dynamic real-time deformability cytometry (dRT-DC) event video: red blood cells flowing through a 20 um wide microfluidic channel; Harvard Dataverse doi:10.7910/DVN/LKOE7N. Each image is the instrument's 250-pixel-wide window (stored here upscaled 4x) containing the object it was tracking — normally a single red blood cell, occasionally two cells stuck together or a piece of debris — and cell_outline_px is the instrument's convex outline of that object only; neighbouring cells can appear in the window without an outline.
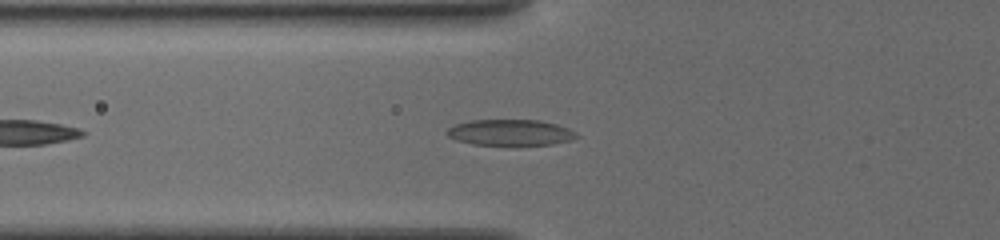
{"species": "common noctule bat (a hibernating species)", "species_latin": "Nyctalus noctula", "temperature_condition": "cold", "stored_images_in_passage": 26, "camera_frame_rate_fps": 3000, "um_per_image_px": 0.085, "animal": {"sex": "female", "body_mass_g": 19.5, "forearm_length_mm": 54.1}, "frame": {"image": 1, "passage_image": 14, "time_ms": 2.333, "image_size_px": [1000, 240], "cell_outline_px": [[580, 136], [568, 140], [552, 144], [516, 148], [472, 144], [456, 140], [448, 136], [444, 132], [448, 128], [456, 124], [472, 120], [540, 120], [556, 124], [568, 128], [576, 132]], "centroid_in_image_um": [43.37, 11.31], "position_along_channel_um": 82.4, "area_um2": 20.52}}
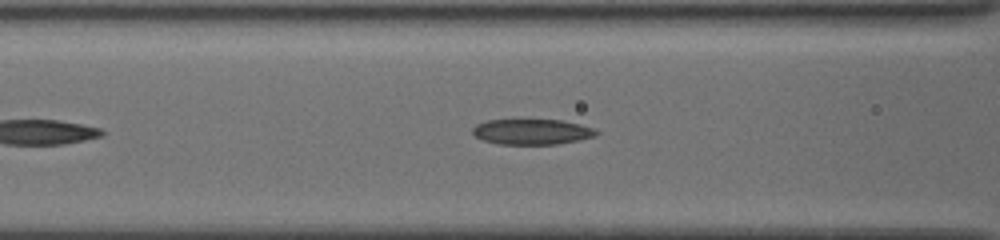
{"frame": {"image": 2, "passage_image": 17, "time_ms": 3.333, "image_size_px": [1000, 240], "cell_outline_px": [[600, 132], [596, 136], [580, 140], [556, 144], [496, 144], [484, 140], [476, 136], [472, 132], [472, 128], [476, 124], [488, 120], [560, 120], [592, 128]], "centroid_in_image_um": [45.2, 11.21], "position_along_channel_um": 121.4, "area_um2": 18.21}}
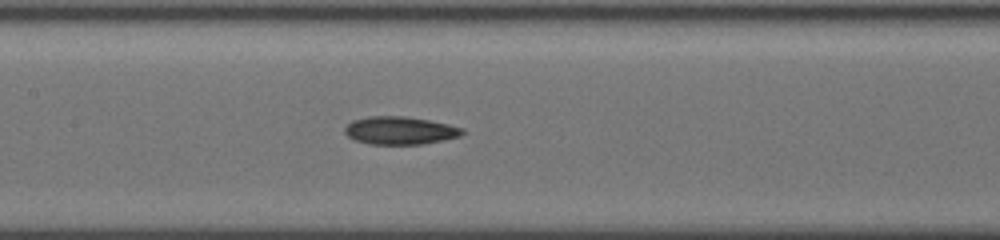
{"frame": {"image": 3, "passage_image": 23, "time_ms": 4.667, "image_size_px": [1000, 240], "cell_outline_px": [[464, 132], [460, 136], [444, 140], [424, 144], [368, 144], [352, 140], [344, 132], [344, 128], [352, 120], [368, 116], [404, 116], [428, 120], [448, 124], [464, 128]], "centroid_in_image_um": [33.97, 11.1], "position_along_channel_um": 173.4, "area_um2": 19.25}}